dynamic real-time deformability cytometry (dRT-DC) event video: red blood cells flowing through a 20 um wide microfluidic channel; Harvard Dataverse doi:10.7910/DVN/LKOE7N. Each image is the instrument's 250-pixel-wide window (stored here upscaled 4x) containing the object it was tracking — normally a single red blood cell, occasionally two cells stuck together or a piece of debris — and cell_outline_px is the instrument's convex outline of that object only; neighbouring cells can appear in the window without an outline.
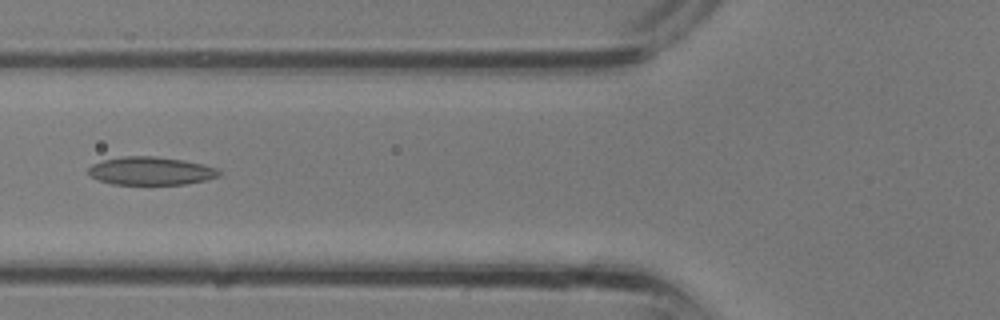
{"species": "common noctule bat (a hibernating species)", "species_latin": "Nyctalus noctula", "temperature_condition": "room temperature", "stored_images_in_passage": 21, "camera_frame_rate_fps": 3000, "um_per_image_px": 0.085, "animal": {"sex": "male", "body_mass_g": 13.3}, "frame": {"image": 1, "passage_image": 3, "time_ms": 0.667, "image_size_px": [1000, 320], "cell_outline_px": [[220, 176], [204, 180], [184, 184], [112, 184], [100, 180], [92, 176], [88, 172], [88, 168], [92, 164], [104, 160], [120, 156], [156, 156], [184, 160], [204, 164], [216, 168], [220, 172]], "centroid_in_image_um": [12.83, 14.52], "position_along_channel_um": 113.0, "area_um2": 21.33}}
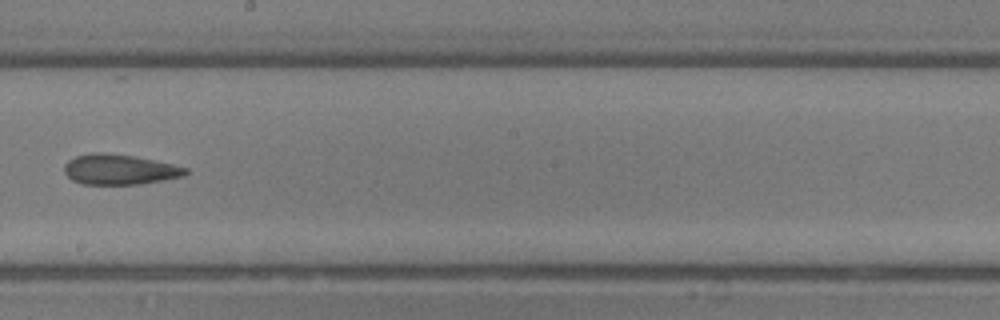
{"frame": {"image": 2, "passage_image": 9, "time_ms": 2.667, "image_size_px": [1000, 320], "cell_outline_px": [[188, 172], [184, 176], [164, 180], [140, 184], [84, 184], [72, 180], [64, 172], [64, 164], [68, 160], [76, 156], [92, 152], [100, 152], [132, 156], [172, 164], [188, 168]], "centroid_in_image_um": [10.14, 14.41], "position_along_channel_um": 238.1, "area_um2": 21.27}}
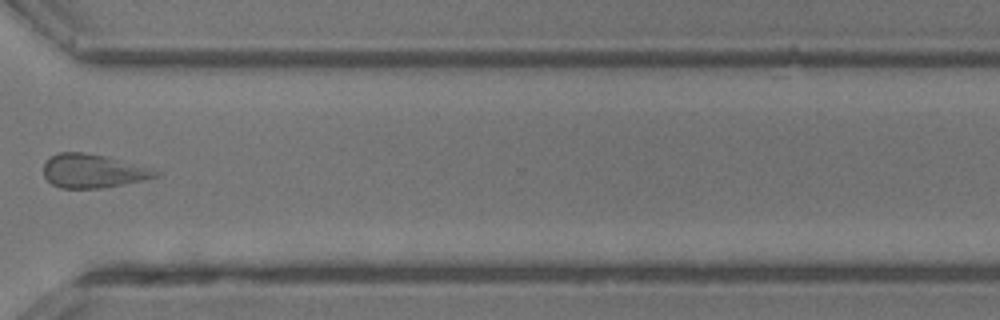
{"frame": {"image": 3, "passage_image": 15, "time_ms": 4.667, "image_size_px": [1000, 320], "cell_outline_px": [[160, 176], [124, 184], [104, 188], [60, 188], [52, 184], [44, 176], [44, 164], [52, 156], [60, 152], [84, 152], [108, 156], [160, 172]], "centroid_in_image_um": [7.88, 14.54], "position_along_channel_um": 362.7, "area_um2": 21.79}}